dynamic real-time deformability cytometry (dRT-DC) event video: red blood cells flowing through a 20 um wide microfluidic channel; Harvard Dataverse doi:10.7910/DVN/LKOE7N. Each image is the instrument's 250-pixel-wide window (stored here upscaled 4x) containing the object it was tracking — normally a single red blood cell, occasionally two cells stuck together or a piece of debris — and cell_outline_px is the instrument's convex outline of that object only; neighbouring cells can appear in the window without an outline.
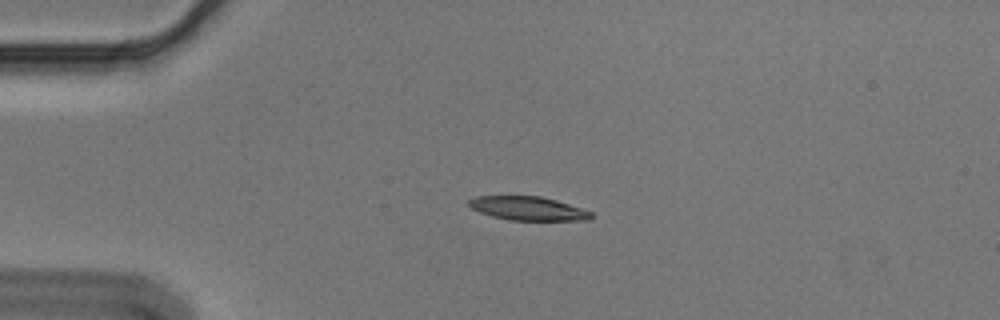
{"species": "Egyptian fruit bat (a non-hibernating species)", "species_latin": "Rousettus aegyptiacus", "temperature_condition": "cold", "stored_images_in_passage": 2, "camera_frame_rate_fps": 3000, "um_per_image_px": 0.085, "animal": {"sex": "male"}, "frame": {"image": 1, "passage_image": 1, "time_ms": 0.0, "image_size_px": [1000, 320], "cell_outline_px": [[592, 216], [588, 220], [508, 220], [492, 216], [480, 212], [472, 208], [468, 204], [468, 200], [476, 196], [540, 196], [556, 200], [592, 212]], "centroid_in_image_um": [44.85, 17.71], "position_along_channel_um": 40.1, "area_um2": 16.76}}